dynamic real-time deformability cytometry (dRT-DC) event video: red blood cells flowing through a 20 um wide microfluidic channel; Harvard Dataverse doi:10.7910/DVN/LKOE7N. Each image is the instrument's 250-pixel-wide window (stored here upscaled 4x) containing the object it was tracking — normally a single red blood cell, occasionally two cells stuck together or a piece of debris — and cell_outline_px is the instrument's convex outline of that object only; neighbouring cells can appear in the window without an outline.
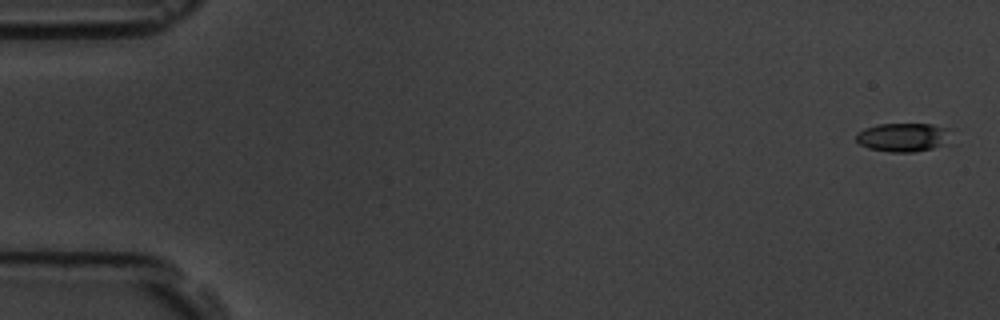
{"species": "common noctule bat (a hibernating species)", "species_latin": "Nyctalus noctula", "temperature_condition": "room temperature", "stored_images_in_passage": 11, "camera_frame_rate_fps": 3000, "um_per_image_px": 0.085, "animal": {"sex": "male", "body_mass_g": 19.5, "forearm_length_mm": 54.6}, "frame": {"image": 1, "passage_image": 1, "time_ms": 0.0, "image_size_px": [1000, 320], "cell_outline_px": [[956, 144], [912, 152], [892, 152], [868, 148], [860, 144], [856, 140], [856, 132], [864, 128], [876, 124], [932, 124], [948, 128]], "centroid_in_image_um": [76.89, 11.67], "position_along_channel_um": 8.1, "area_um2": 16.53}}
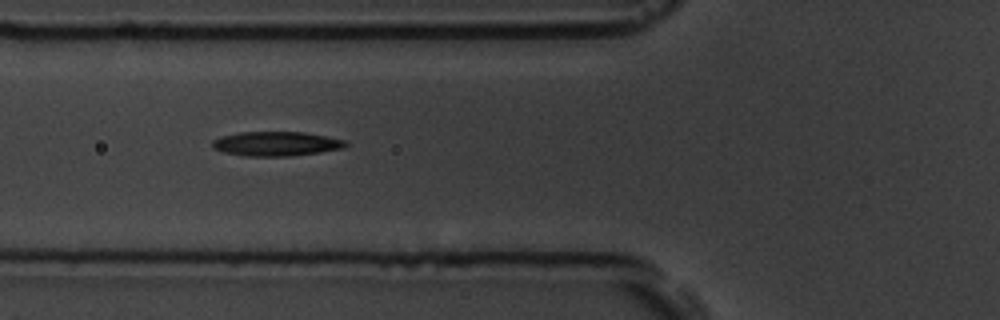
{"frame": {"image": 2, "passage_image": 6, "time_ms": 6.667, "image_size_px": [1000, 320], "cell_outline_px": [[348, 144], [344, 148], [320, 152], [288, 156], [248, 156], [224, 152], [212, 148], [212, 140], [220, 136], [240, 132], [304, 132], [344, 140]], "centroid_in_image_um": [23.44, 12.21], "position_along_channel_um": 102.4, "area_um2": 18.84}}
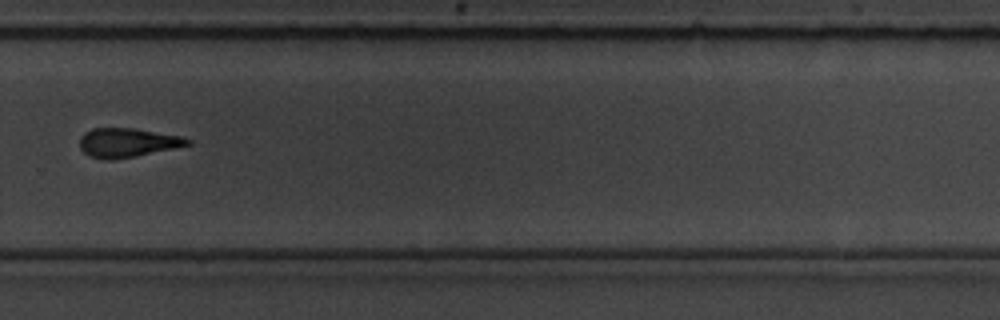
{"frame": {"image": 3, "passage_image": 11, "time_ms": 12.667, "image_size_px": [1000, 320], "cell_outline_px": [[192, 144], [176, 148], [112, 160], [108, 160], [92, 156], [84, 152], [80, 148], [80, 136], [84, 132], [92, 128], [132, 128], [180, 136], [192, 140]], "centroid_in_image_um": [10.83, 12.11], "position_along_channel_um": 319.0, "area_um2": 18.09}}